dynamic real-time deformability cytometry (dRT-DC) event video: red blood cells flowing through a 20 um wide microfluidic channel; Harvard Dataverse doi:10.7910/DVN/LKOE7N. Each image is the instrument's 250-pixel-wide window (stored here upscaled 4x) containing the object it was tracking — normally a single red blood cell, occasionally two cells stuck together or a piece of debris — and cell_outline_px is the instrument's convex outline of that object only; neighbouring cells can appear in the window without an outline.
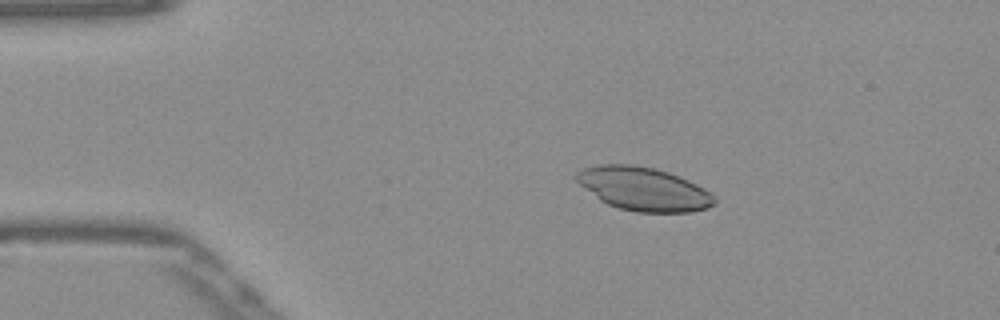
{"species": "Egyptian fruit bat (a non-hibernating species)", "species_latin": "Rousettus aegyptiacus", "temperature_condition": "warm", "stored_images_in_passage": 51, "camera_frame_rate_fps": 3000, "um_per_image_px": 0.085, "frame": {"image": 1, "passage_image": 9, "time_ms": 2.667, "image_size_px": [1000, 320], "cell_outline_px": [[716, 204], [708, 208], [692, 212], [636, 212], [620, 208], [608, 204], [600, 200], [580, 184], [576, 180], [576, 172], [584, 168], [596, 164], [632, 164], [656, 168], [668, 172], [688, 180], [704, 188], [716, 196]], "centroid_in_image_um": [54.74, 16.05], "position_along_channel_um": 30.3, "area_um2": 35.03}}
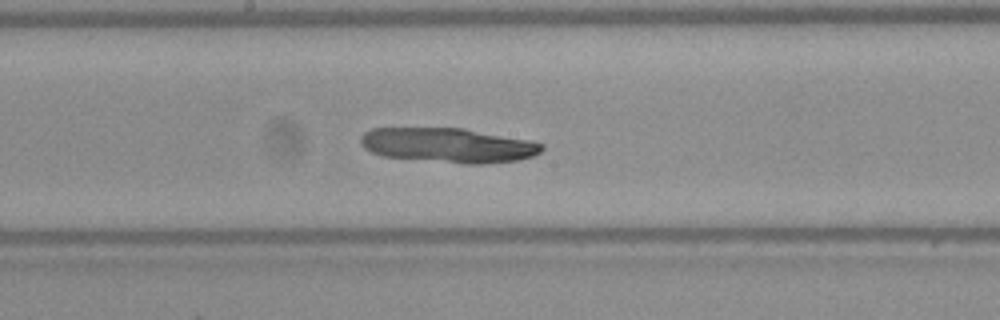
{"frame": {"image": 2, "passage_image": 27, "time_ms": 8.667, "image_size_px": [1000, 320], "cell_outline_px": [[544, 148], [540, 152], [532, 156], [516, 160], [484, 164], [464, 164], [384, 156], [372, 152], [364, 148], [360, 144], [360, 136], [364, 132], [372, 128], [464, 128], [532, 140], [544, 144]], "centroid_in_image_um": [38.11, 12.34], "position_along_channel_um": 210.1, "area_um2": 36.76}}
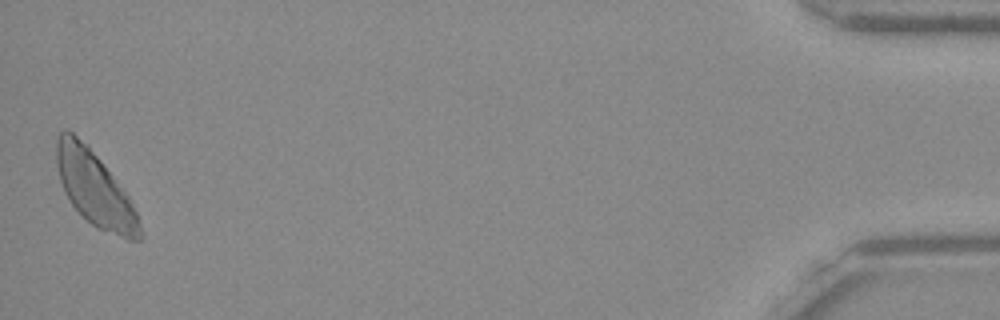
{"frame": {"image": 3, "passage_image": 51, "time_ms": 16.667, "image_size_px": [1000, 320], "cell_outline_px": [[140, 240], [128, 240], [96, 228], [72, 204], [64, 192], [60, 180], [56, 164], [56, 140], [60, 132], [64, 128], [68, 128], [88, 144], [128, 196], [136, 212], [140, 228]], "centroid_in_image_um": [8.01, 15.99], "position_along_channel_um": 427.2, "area_um2": 35.84}}